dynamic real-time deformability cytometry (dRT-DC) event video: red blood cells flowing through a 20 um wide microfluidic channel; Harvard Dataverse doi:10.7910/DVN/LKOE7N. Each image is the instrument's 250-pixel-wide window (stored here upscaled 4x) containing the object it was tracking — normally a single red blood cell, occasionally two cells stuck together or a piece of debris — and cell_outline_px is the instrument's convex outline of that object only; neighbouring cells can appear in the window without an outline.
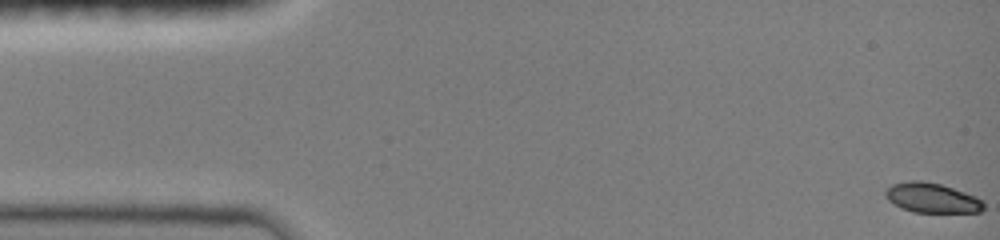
{"species": "common noctule bat (a hibernating species)", "species_latin": "Nyctalus noctula", "temperature_condition": "room temperature", "stored_images_in_passage": 44, "camera_frame_rate_fps": 3000, "um_per_image_px": 0.085, "animal": {"sex": "female", "body_mass_g": 19.0, "forearm_length_mm": 51.5}, "frame": {"image": 1, "passage_image": 1, "time_ms": 0.0, "image_size_px": [1000, 240], "cell_outline_px": [[984, 208], [980, 212], [912, 212], [900, 208], [888, 200], [884, 196], [884, 192], [892, 184], [908, 180], [920, 180], [940, 184], [976, 196], [984, 200]], "centroid_in_image_um": [79.2, 16.82], "position_along_channel_um": 5.8, "area_um2": 17.17}}
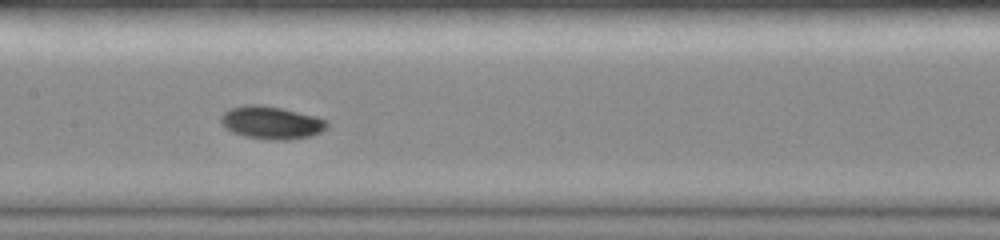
{"frame": {"image": 2, "passage_image": 22, "time_ms": 7.0, "image_size_px": [1000, 240], "cell_outline_px": [[328, 128], [312, 136], [288, 140], [272, 140], [244, 136], [232, 132], [220, 120], [220, 116], [228, 108], [244, 104], [260, 104], [280, 108], [316, 116], [328, 120]], "centroid_in_image_um": [23.09, 10.42], "position_along_channel_um": 184.3, "area_um2": 20.4}}
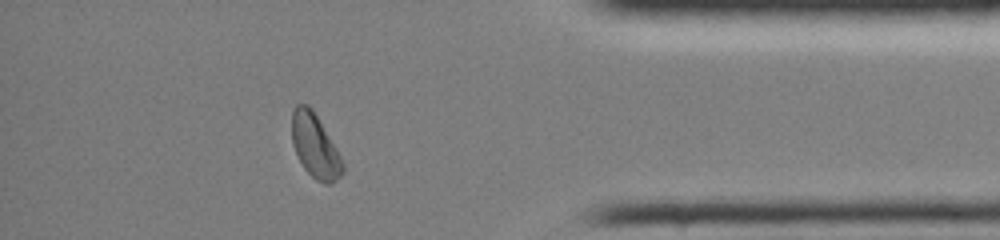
{"frame": {"image": 3, "passage_image": 38, "time_ms": 12.333, "image_size_px": [1000, 240], "cell_outline_px": [[344, 172], [332, 184], [324, 184], [316, 180], [304, 168], [296, 152], [292, 140], [292, 112], [296, 104], [308, 104], [312, 108], [336, 148], [344, 164]], "centroid_in_image_um": [26.79, 12.42], "position_along_channel_um": 408.4, "area_um2": 18.73}, "authors_computed_cell_mechanics": {"area_um2": 18.7561, "velocity_mm_per_s": 4.0581, "shape_relaxation_time_tau1_ms": 3.7275, "shape_relaxation_time_tau2_ms": null, "deformation_change_tau1": 0.1219, "deformation_change_tau2": null}}